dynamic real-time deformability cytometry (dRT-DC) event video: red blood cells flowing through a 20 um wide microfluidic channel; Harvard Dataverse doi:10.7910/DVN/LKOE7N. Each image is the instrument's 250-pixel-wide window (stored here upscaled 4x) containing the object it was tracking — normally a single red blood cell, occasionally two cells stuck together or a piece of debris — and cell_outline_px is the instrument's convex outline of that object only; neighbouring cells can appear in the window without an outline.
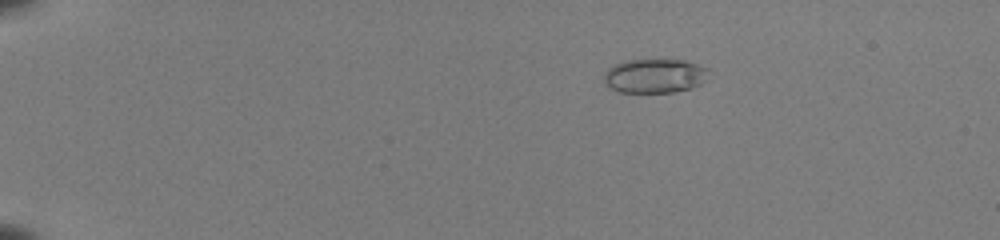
{"species": "common noctule bat (a hibernating species)", "species_latin": "Nyctalus noctula", "temperature_condition": "room temperature", "stored_images_in_passage": 55, "camera_frame_rate_fps": 3000, "um_per_image_px": 0.085, "animal": {"sex": "female", "body_mass_g": 22.0, "forearm_length_mm": 56.7}, "frame": {"image": 1, "passage_image": 12, "time_ms": 3.667, "image_size_px": [1000, 240], "cell_outline_px": [[708, 80], [692, 88], [672, 92], [620, 92], [608, 88], [604, 84], [604, 72], [608, 68], [624, 60], [684, 60], [708, 68]], "centroid_in_image_um": [55.64, 6.46], "position_along_channel_um": 29.4, "area_um2": 21.04}}
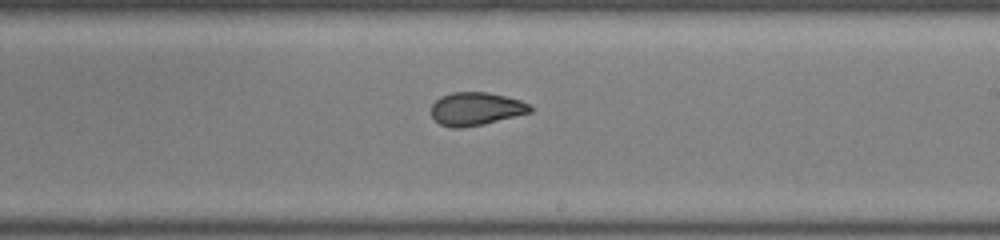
{"frame": {"image": 2, "passage_image": 36, "time_ms": 11.667, "image_size_px": [1000, 240], "cell_outline_px": [[532, 112], [484, 124], [460, 128], [452, 128], [440, 124], [432, 116], [432, 104], [440, 96], [452, 92], [488, 92], [520, 100], [528, 104], [532, 108]], "centroid_in_image_um": [40.44, 9.25], "position_along_channel_um": 248.6, "area_um2": 19.02}}
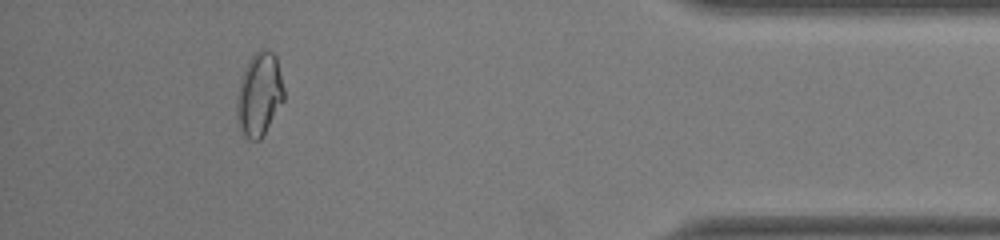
{"frame": {"image": 3, "passage_image": 51, "time_ms": 16.667, "image_size_px": [1000, 240], "cell_outline_px": [[284, 100], [260, 140], [252, 140], [244, 136], [240, 132], [236, 120], [236, 96], [240, 80], [244, 68], [248, 60], [260, 48], [272, 52], [276, 56], [284, 88]], "centroid_in_image_um": [22.01, 8.03], "position_along_channel_um": 413.2, "area_um2": 23.12}, "authors_computed_cell_mechanics": {"area_um2": 20.808, "velocity_mm_per_s": 4.0118, "shape_relaxation_time_tau1_ms": null, "shape_relaxation_time_tau2_ms": 1.1412, "deformation_change_tau1": null, "deformation_change_tau2": 0.0668}}